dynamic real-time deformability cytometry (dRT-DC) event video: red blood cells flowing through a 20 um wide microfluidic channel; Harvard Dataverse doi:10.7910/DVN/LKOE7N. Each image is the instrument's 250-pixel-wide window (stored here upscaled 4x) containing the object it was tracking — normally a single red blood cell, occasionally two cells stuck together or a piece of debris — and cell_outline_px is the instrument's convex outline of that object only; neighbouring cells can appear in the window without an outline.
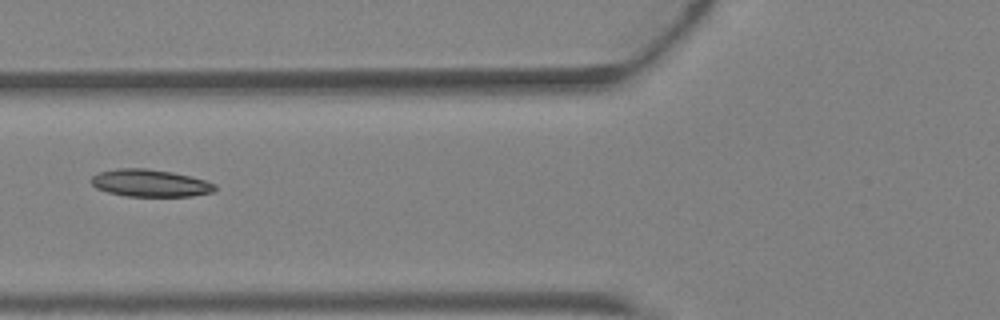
{"species": "Egyptian fruit bat (a non-hibernating species)", "species_latin": "Rousettus aegyptiacus", "temperature_condition": "warm", "stored_images_in_passage": 4, "camera_frame_rate_fps": 3000, "um_per_image_px": 0.085, "animal": {"sex": "female"}, "frame": {"image": 1, "passage_image": 4, "time_ms": 1.0, "image_size_px": [1000, 320], "cell_outline_px": [[216, 188], [212, 192], [192, 196], [128, 196], [108, 192], [96, 188], [88, 180], [92, 176], [100, 172], [116, 168], [144, 168], [172, 172], [204, 180], [216, 184]], "centroid_in_image_um": [12.72, 15.56], "position_along_channel_um": 113.1, "area_um2": 19.59}}